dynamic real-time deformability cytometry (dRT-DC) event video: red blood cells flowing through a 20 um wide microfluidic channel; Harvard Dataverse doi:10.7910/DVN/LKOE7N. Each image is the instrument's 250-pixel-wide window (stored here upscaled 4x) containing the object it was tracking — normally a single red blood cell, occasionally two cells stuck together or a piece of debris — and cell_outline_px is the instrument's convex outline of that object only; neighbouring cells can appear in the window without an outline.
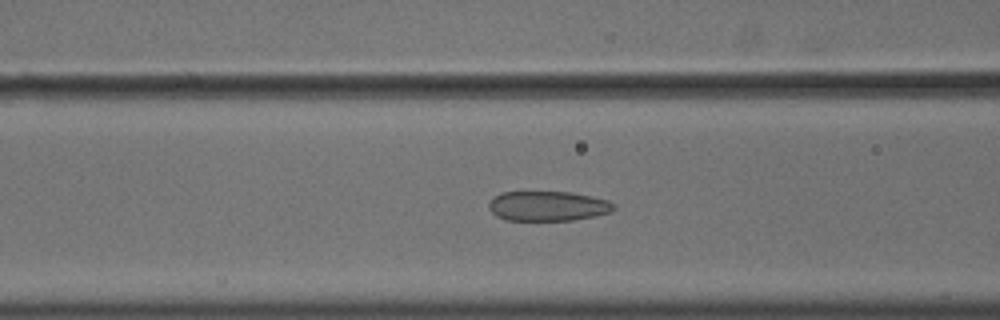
{"species": "common noctule bat (a hibernating species)", "species_latin": "Nyctalus noctula", "temperature_condition": "cold", "stored_images_in_passage": 39, "camera_frame_rate_fps": 3000, "um_per_image_px": 0.085, "animal": {"sex": "male", "body_mass_g": 18.8}, "frame": {"image": 1, "passage_image": 6, "time_ms": 1.667, "image_size_px": [1000, 320], "cell_outline_px": [[616, 208], [612, 212], [596, 216], [572, 220], [508, 220], [496, 216], [488, 208], [488, 204], [492, 196], [500, 192], [568, 192], [592, 196], [608, 200], [616, 204]], "centroid_in_image_um": [46.58, 17.51], "position_along_channel_um": 120.0, "area_um2": 21.96}}
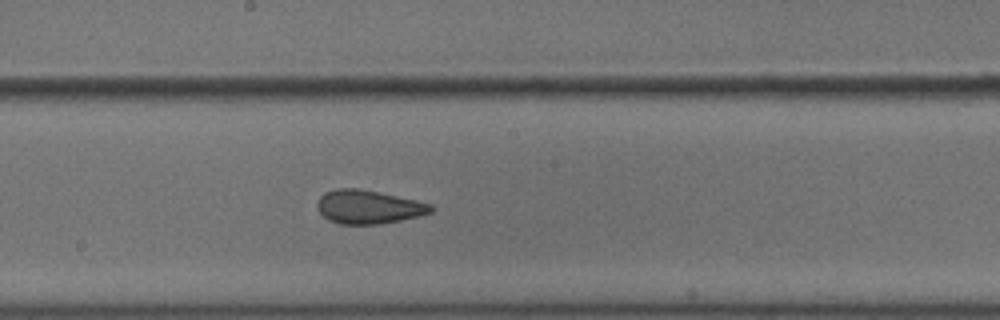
{"frame": {"image": 2, "passage_image": 14, "time_ms": 4.333, "image_size_px": [1000, 320], "cell_outline_px": [[436, 208], [432, 212], [400, 220], [376, 224], [340, 224], [328, 220], [316, 208], [316, 204], [320, 196], [324, 192], [336, 188], [356, 188], [380, 192], [416, 200], [432, 204]], "centroid_in_image_um": [31.3, 17.57], "position_along_channel_um": 216.9, "area_um2": 22.31}}
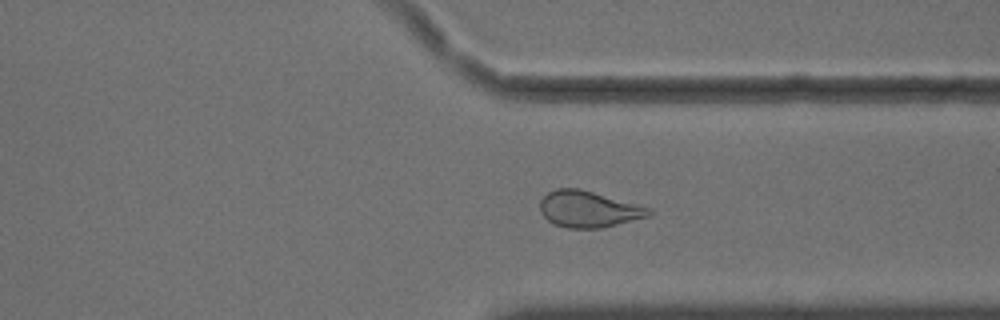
{"frame": {"image": 3, "passage_image": 26, "time_ms": 8.333, "image_size_px": [1000, 320], "cell_outline_px": [[652, 212], [648, 216], [600, 228], [568, 228], [556, 224], [548, 220], [540, 212], [540, 200], [548, 192], [556, 188], [580, 188], [652, 208]], "centroid_in_image_um": [50.01, 17.76], "position_along_channel_um": 361.4, "area_um2": 22.89}, "authors_computed_cell_mechanics": {"area_um2": 22.8888, "velocity_mm_per_s": 3.6132, "shape_relaxation_time_tau1_ms": null, "shape_relaxation_time_tau2_ms": 1.7372, "deformation_change_tau1": null, "deformation_change_tau2": 0.0736}}